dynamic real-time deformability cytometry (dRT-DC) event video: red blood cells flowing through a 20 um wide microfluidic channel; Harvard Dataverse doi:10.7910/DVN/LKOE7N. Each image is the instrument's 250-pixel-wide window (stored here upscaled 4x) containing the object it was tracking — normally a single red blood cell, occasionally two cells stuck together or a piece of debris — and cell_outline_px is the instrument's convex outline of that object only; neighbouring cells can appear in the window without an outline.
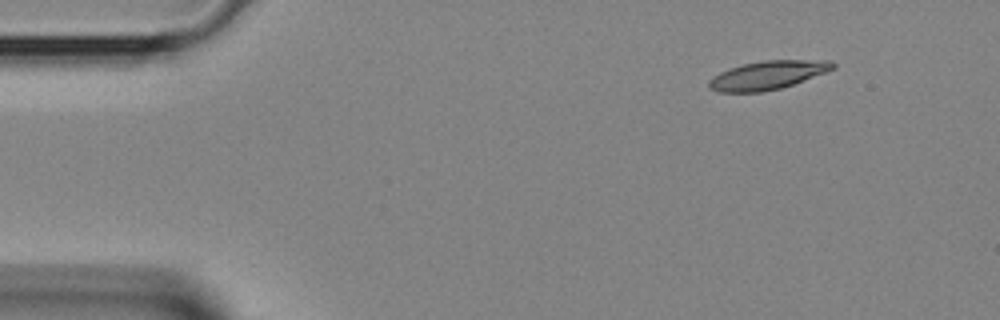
{"species": "Egyptian fruit bat (a non-hibernating species)", "species_latin": "Rousettus aegyptiacus", "temperature_condition": "room temperature", "stored_images_in_passage": 2, "camera_frame_rate_fps": 3000, "um_per_image_px": 0.085, "animal": {"sex": "female"}, "frame": {"image": 1, "passage_image": 1, "time_ms": 0.0, "image_size_px": [1000, 320], "cell_outline_px": [[836, 68], [828, 72], [780, 88], [760, 92], [716, 92], [708, 88], [708, 80], [712, 76], [728, 68], [744, 64], [764, 60], [832, 60], [836, 64]], "centroid_in_image_um": [65.25, 6.38], "position_along_channel_um": 19.8, "area_um2": 20.81}}